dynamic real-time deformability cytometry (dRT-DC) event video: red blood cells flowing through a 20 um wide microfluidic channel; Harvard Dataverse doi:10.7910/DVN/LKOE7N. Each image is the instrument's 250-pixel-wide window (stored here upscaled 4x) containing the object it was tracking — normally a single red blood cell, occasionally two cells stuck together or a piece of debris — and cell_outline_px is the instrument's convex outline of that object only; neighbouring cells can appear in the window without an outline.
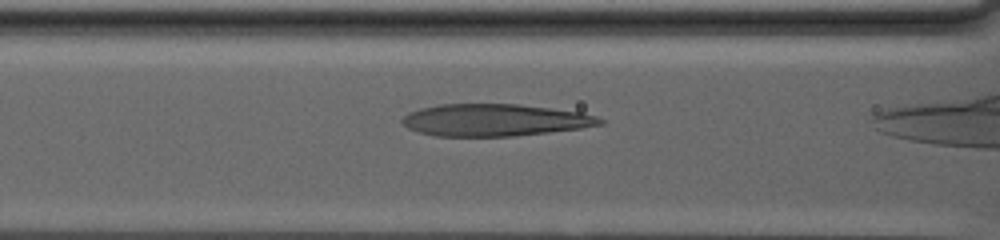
{"species": "human", "species_latin": "Homo sapiens", "temperature_condition": "warm", "stored_images_in_passage": 38, "camera_frame_rate_fps": 3000, "um_per_image_px": 0.085, "donor": {"sex": "male"}, "frame": {"image": 1, "passage_image": 6, "time_ms": 1.667, "image_size_px": [1000, 240], "cell_outline_px": [[604, 124], [580, 128], [548, 132], [512, 136], [436, 136], [420, 132], [408, 128], [400, 120], [408, 112], [420, 108], [440, 104], [520, 104], [584, 112], [596, 116], [604, 120]], "centroid_in_image_um": [42.07, 10.19], "position_along_channel_um": 124.5, "area_um2": 37.05}}
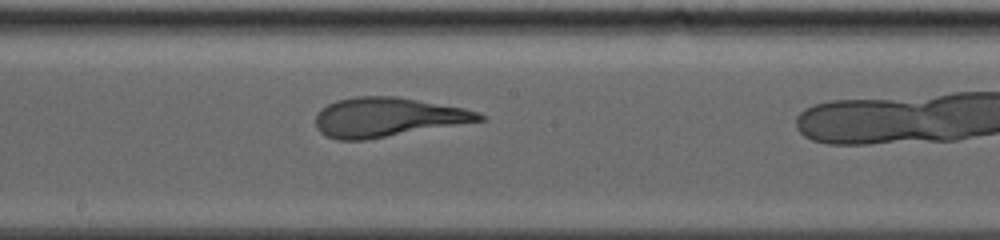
{"frame": {"image": 2, "passage_image": 17, "time_ms": 5.333, "image_size_px": [1000, 240], "cell_outline_px": [[484, 120], [364, 140], [336, 140], [320, 132], [316, 128], [316, 112], [320, 108], [336, 100], [356, 96], [396, 96], [464, 108], [476, 112], [484, 116]], "centroid_in_image_um": [32.87, 9.95], "position_along_channel_um": 215.3, "area_um2": 37.17}}
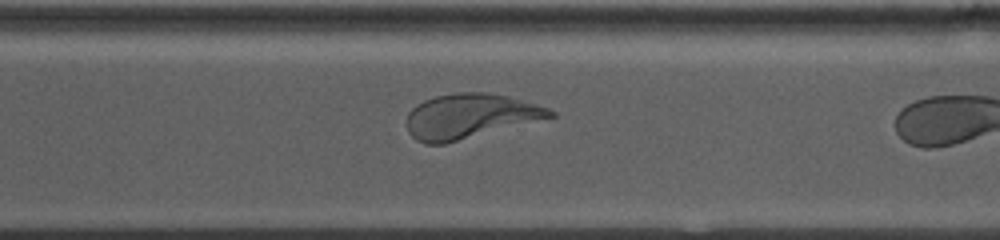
{"frame": {"image": 3, "passage_image": 31, "time_ms": 10.0, "image_size_px": [1000, 240], "cell_outline_px": [[556, 116], [444, 144], [424, 144], [416, 140], [408, 132], [408, 112], [416, 104], [424, 100], [436, 96], [456, 92], [488, 92], [508, 96], [536, 104], [548, 108], [556, 112]], "centroid_in_image_um": [39.93, 9.87], "position_along_channel_um": 330.7, "area_um2": 37.22}}